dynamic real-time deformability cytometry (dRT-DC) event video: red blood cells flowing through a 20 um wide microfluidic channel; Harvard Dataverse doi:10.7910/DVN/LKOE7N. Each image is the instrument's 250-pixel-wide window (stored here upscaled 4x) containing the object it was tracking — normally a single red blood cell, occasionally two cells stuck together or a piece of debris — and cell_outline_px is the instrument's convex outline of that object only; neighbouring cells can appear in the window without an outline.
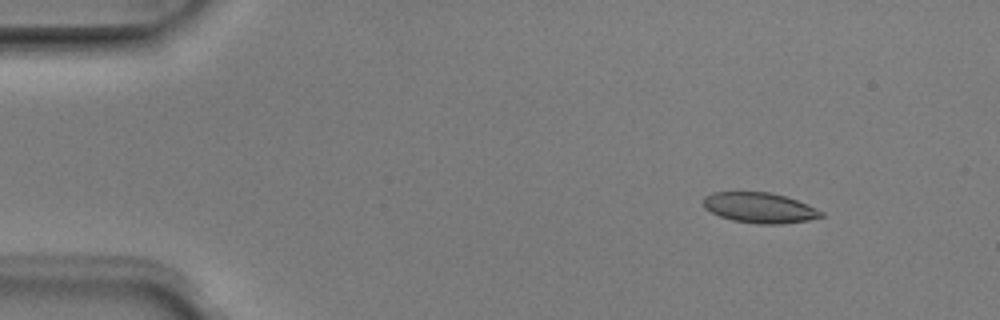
{"species": "Egyptian fruit bat (a non-hibernating species)", "species_latin": "Rousettus aegyptiacus", "temperature_condition": "room temperature", "stored_images_in_passage": 4, "camera_frame_rate_fps": 3000, "um_per_image_px": 0.085, "animal": {"sex": "male"}, "frame": {"image": 1, "passage_image": 1, "time_ms": 0.0, "image_size_px": [1000, 320], "cell_outline_px": [[824, 216], [808, 220], [780, 224], [756, 224], [732, 220], [720, 216], [704, 208], [704, 196], [712, 192], [768, 192], [784, 196], [808, 204], [824, 212]], "centroid_in_image_um": [64.57, 17.66], "position_along_channel_um": 20.4, "area_um2": 20.81}}
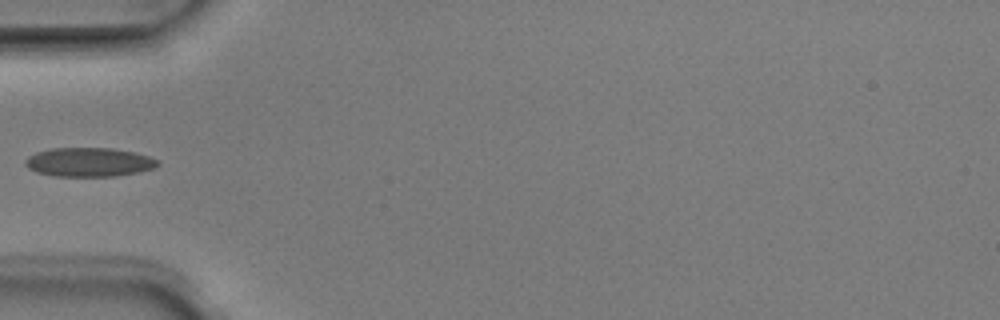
{"frame": {"image": 2, "passage_image": 4, "time_ms": 1.0, "image_size_px": [1000, 320], "cell_outline_px": [[160, 164], [156, 168], [140, 172], [116, 176], [56, 176], [36, 172], [28, 168], [24, 164], [24, 160], [28, 156], [36, 152], [52, 148], [112, 148], [136, 152], [160, 160]], "centroid_in_image_um": [7.6, 13.78], "position_along_channel_um": 77.4, "area_um2": 22.66}}